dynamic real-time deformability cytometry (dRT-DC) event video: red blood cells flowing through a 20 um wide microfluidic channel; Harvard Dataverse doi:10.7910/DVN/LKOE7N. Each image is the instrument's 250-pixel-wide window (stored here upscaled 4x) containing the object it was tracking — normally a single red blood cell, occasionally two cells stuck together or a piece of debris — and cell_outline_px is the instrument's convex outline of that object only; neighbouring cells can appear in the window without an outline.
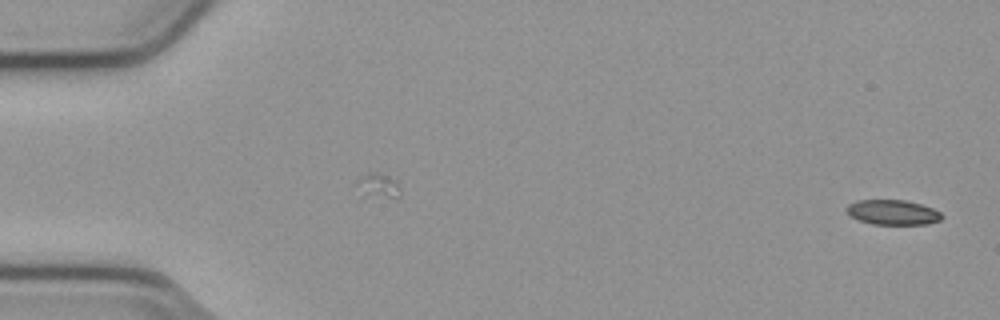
{"species": "common noctule bat (a hibernating species)", "species_latin": "Nyctalus noctula", "temperature_condition": "cold", "stored_images_in_passage": 55, "camera_frame_rate_fps": 3000, "um_per_image_px": 0.085, "animal": {"sex": "male", "body_mass_g": 23.1, "forearm_length_mm": 52.7}, "frame": {"image": 1, "passage_image": 1, "time_ms": 0.0, "image_size_px": [1000, 320], "cell_outline_px": [[944, 216], [940, 220], [928, 224], [872, 224], [848, 216], [844, 208], [848, 204], [856, 200], [904, 200], [920, 204], [932, 208], [940, 212]], "centroid_in_image_um": [75.84, 18.04], "position_along_channel_um": 9.2, "area_um2": 13.93}}
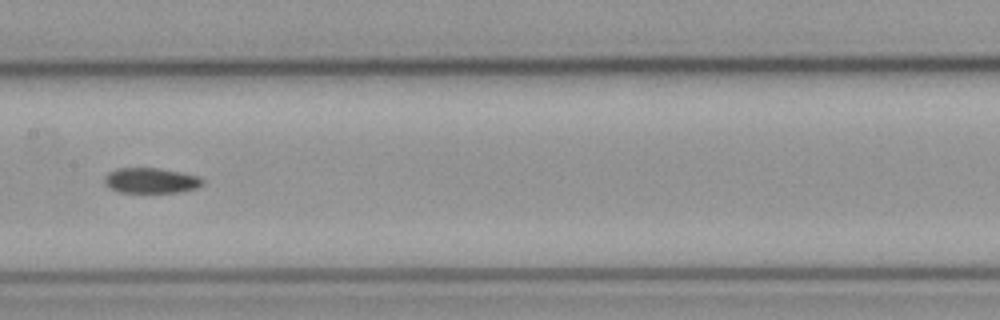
{"frame": {"image": 2, "passage_image": 27, "time_ms": 8.667, "image_size_px": [1000, 320], "cell_outline_px": [[204, 184], [196, 188], [180, 192], [120, 192], [108, 188], [104, 184], [104, 180], [108, 172], [116, 168], [156, 168], [180, 172], [196, 176], [204, 180]], "centroid_in_image_um": [12.8, 15.35], "position_along_channel_um": 194.6, "area_um2": 14.45}}
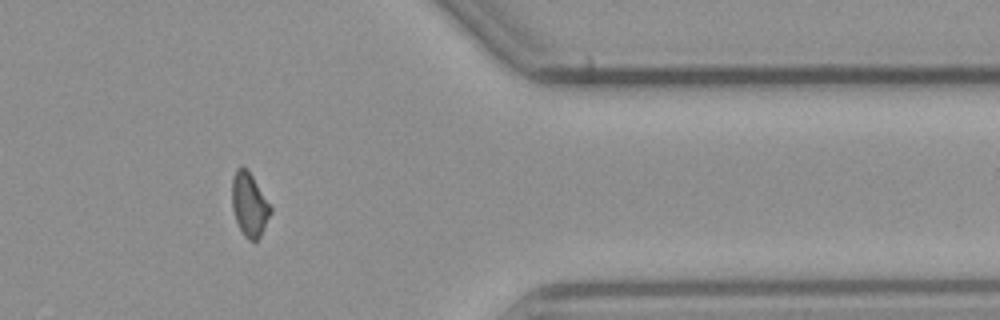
{"frame": {"image": 3, "passage_image": 44, "time_ms": 14.333, "image_size_px": [1000, 320], "cell_outline_px": [[272, 212], [260, 236], [256, 240], [248, 240], [244, 236], [236, 220], [232, 208], [232, 176], [236, 168], [240, 164], [248, 168], [272, 208]], "centroid_in_image_um": [21.18, 17.33], "position_along_channel_um": 390.2, "area_um2": 14.45}}